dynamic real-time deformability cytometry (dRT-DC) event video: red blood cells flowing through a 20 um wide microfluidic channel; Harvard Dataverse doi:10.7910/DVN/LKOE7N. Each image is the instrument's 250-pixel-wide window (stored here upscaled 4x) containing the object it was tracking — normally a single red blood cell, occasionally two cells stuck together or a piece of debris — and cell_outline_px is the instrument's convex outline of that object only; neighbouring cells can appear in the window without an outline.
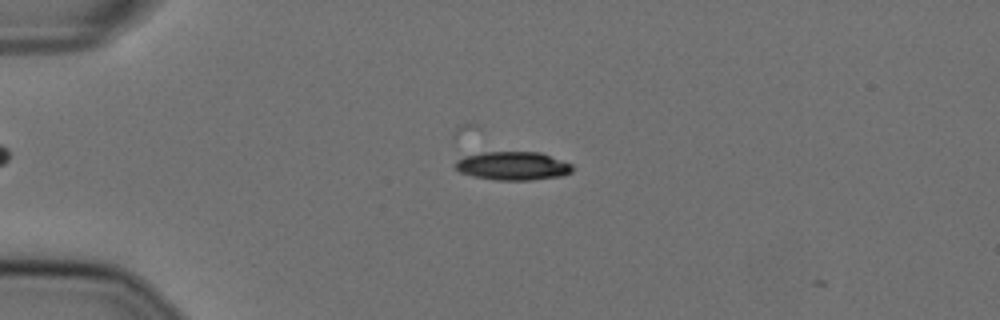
{"species": "Egyptian fruit bat (a non-hibernating species)", "species_latin": "Rousettus aegyptiacus", "temperature_condition": "cold", "stored_images_in_passage": 7, "camera_frame_rate_fps": 3000, "um_per_image_px": 0.085, "animal": {"sex": "female"}, "frame": {"image": 1, "passage_image": 4, "time_ms": 1.0, "image_size_px": [1000, 320], "cell_outline_px": [[572, 172], [560, 176], [532, 180], [496, 180], [472, 176], [460, 172], [452, 164], [456, 160], [464, 156], [484, 152], [540, 152], [572, 164]], "centroid_in_image_um": [43.56, 14.1], "position_along_channel_um": 41.4, "area_um2": 19.48}}